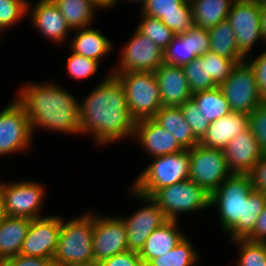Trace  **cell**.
Returning <instances> with one entry per match:
<instances>
[{
	"instance_id": "6da1fadb",
	"label": "cell",
	"mask_w": 266,
	"mask_h": 266,
	"mask_svg": "<svg viewBox=\"0 0 266 266\" xmlns=\"http://www.w3.org/2000/svg\"><path fill=\"white\" fill-rule=\"evenodd\" d=\"M79 101L80 136L90 135L96 147L133 137L132 118L120 81L109 72Z\"/></svg>"
},
{
	"instance_id": "7a4b0ae2",
	"label": "cell",
	"mask_w": 266,
	"mask_h": 266,
	"mask_svg": "<svg viewBox=\"0 0 266 266\" xmlns=\"http://www.w3.org/2000/svg\"><path fill=\"white\" fill-rule=\"evenodd\" d=\"M21 84L15 98L25 108L34 137L38 129L80 135L79 98L49 80Z\"/></svg>"
},
{
	"instance_id": "3957f363",
	"label": "cell",
	"mask_w": 266,
	"mask_h": 266,
	"mask_svg": "<svg viewBox=\"0 0 266 266\" xmlns=\"http://www.w3.org/2000/svg\"><path fill=\"white\" fill-rule=\"evenodd\" d=\"M266 194L253 188L249 174H231L211 195L222 235L228 241L245 238L263 211Z\"/></svg>"
},
{
	"instance_id": "277c9868",
	"label": "cell",
	"mask_w": 266,
	"mask_h": 266,
	"mask_svg": "<svg viewBox=\"0 0 266 266\" xmlns=\"http://www.w3.org/2000/svg\"><path fill=\"white\" fill-rule=\"evenodd\" d=\"M94 212L65 219L61 215L59 241L53 261L55 266L93 262Z\"/></svg>"
},
{
	"instance_id": "5b68a950",
	"label": "cell",
	"mask_w": 266,
	"mask_h": 266,
	"mask_svg": "<svg viewBox=\"0 0 266 266\" xmlns=\"http://www.w3.org/2000/svg\"><path fill=\"white\" fill-rule=\"evenodd\" d=\"M151 159L130 186L137 193L151 197L158 189L189 179V150Z\"/></svg>"
},
{
	"instance_id": "8992f818",
	"label": "cell",
	"mask_w": 266,
	"mask_h": 266,
	"mask_svg": "<svg viewBox=\"0 0 266 266\" xmlns=\"http://www.w3.org/2000/svg\"><path fill=\"white\" fill-rule=\"evenodd\" d=\"M114 75L121 83L132 118L137 122L151 119L162 107L154 72H126Z\"/></svg>"
},
{
	"instance_id": "52a82bcc",
	"label": "cell",
	"mask_w": 266,
	"mask_h": 266,
	"mask_svg": "<svg viewBox=\"0 0 266 266\" xmlns=\"http://www.w3.org/2000/svg\"><path fill=\"white\" fill-rule=\"evenodd\" d=\"M151 198L167 220L180 221V214H194L210 209V194L191 179L158 189Z\"/></svg>"
},
{
	"instance_id": "ba28073f",
	"label": "cell",
	"mask_w": 266,
	"mask_h": 266,
	"mask_svg": "<svg viewBox=\"0 0 266 266\" xmlns=\"http://www.w3.org/2000/svg\"><path fill=\"white\" fill-rule=\"evenodd\" d=\"M46 184L36 180L3 181L2 213L13 217L37 219L45 217ZM42 212V213H41Z\"/></svg>"
},
{
	"instance_id": "9c48e42d",
	"label": "cell",
	"mask_w": 266,
	"mask_h": 266,
	"mask_svg": "<svg viewBox=\"0 0 266 266\" xmlns=\"http://www.w3.org/2000/svg\"><path fill=\"white\" fill-rule=\"evenodd\" d=\"M0 110V158L32 150L34 135L23 105L14 98Z\"/></svg>"
},
{
	"instance_id": "30bf717a",
	"label": "cell",
	"mask_w": 266,
	"mask_h": 266,
	"mask_svg": "<svg viewBox=\"0 0 266 266\" xmlns=\"http://www.w3.org/2000/svg\"><path fill=\"white\" fill-rule=\"evenodd\" d=\"M132 34L121 48L118 64L108 68L110 74L155 72L164 63V51L153 41L136 28Z\"/></svg>"
},
{
	"instance_id": "8fae6325",
	"label": "cell",
	"mask_w": 266,
	"mask_h": 266,
	"mask_svg": "<svg viewBox=\"0 0 266 266\" xmlns=\"http://www.w3.org/2000/svg\"><path fill=\"white\" fill-rule=\"evenodd\" d=\"M189 179L210 195L232 174L224 151L200 143L189 149Z\"/></svg>"
},
{
	"instance_id": "7c38bea8",
	"label": "cell",
	"mask_w": 266,
	"mask_h": 266,
	"mask_svg": "<svg viewBox=\"0 0 266 266\" xmlns=\"http://www.w3.org/2000/svg\"><path fill=\"white\" fill-rule=\"evenodd\" d=\"M219 87L232 112L250 114L265 102L258 92L254 69L246 60L238 63Z\"/></svg>"
},
{
	"instance_id": "4fadbf2b",
	"label": "cell",
	"mask_w": 266,
	"mask_h": 266,
	"mask_svg": "<svg viewBox=\"0 0 266 266\" xmlns=\"http://www.w3.org/2000/svg\"><path fill=\"white\" fill-rule=\"evenodd\" d=\"M130 197L143 203L142 207L133 212L130 216H120L127 231L128 250L140 252L145 241L151 233L167 221L161 208L151 198L129 187ZM145 203V205H144Z\"/></svg>"
},
{
	"instance_id": "5bb4252c",
	"label": "cell",
	"mask_w": 266,
	"mask_h": 266,
	"mask_svg": "<svg viewBox=\"0 0 266 266\" xmlns=\"http://www.w3.org/2000/svg\"><path fill=\"white\" fill-rule=\"evenodd\" d=\"M226 20L234 30L239 52L245 58L251 56V53L254 55L257 44H264L259 4L247 0H235Z\"/></svg>"
},
{
	"instance_id": "9a60e30c",
	"label": "cell",
	"mask_w": 266,
	"mask_h": 266,
	"mask_svg": "<svg viewBox=\"0 0 266 266\" xmlns=\"http://www.w3.org/2000/svg\"><path fill=\"white\" fill-rule=\"evenodd\" d=\"M92 246L93 262L99 264L128 251L127 231L120 216L94 213Z\"/></svg>"
},
{
	"instance_id": "2e32d148",
	"label": "cell",
	"mask_w": 266,
	"mask_h": 266,
	"mask_svg": "<svg viewBox=\"0 0 266 266\" xmlns=\"http://www.w3.org/2000/svg\"><path fill=\"white\" fill-rule=\"evenodd\" d=\"M60 228L59 214L31 219L20 254L53 259L59 241Z\"/></svg>"
},
{
	"instance_id": "e0dca14e",
	"label": "cell",
	"mask_w": 266,
	"mask_h": 266,
	"mask_svg": "<svg viewBox=\"0 0 266 266\" xmlns=\"http://www.w3.org/2000/svg\"><path fill=\"white\" fill-rule=\"evenodd\" d=\"M27 18L36 32L57 47L64 46L73 32L52 0H37L35 4L29 0Z\"/></svg>"
},
{
	"instance_id": "ac0fdd59",
	"label": "cell",
	"mask_w": 266,
	"mask_h": 266,
	"mask_svg": "<svg viewBox=\"0 0 266 266\" xmlns=\"http://www.w3.org/2000/svg\"><path fill=\"white\" fill-rule=\"evenodd\" d=\"M139 11L159 18L176 35L185 33L195 25L189 0H146Z\"/></svg>"
},
{
	"instance_id": "d6986e66",
	"label": "cell",
	"mask_w": 266,
	"mask_h": 266,
	"mask_svg": "<svg viewBox=\"0 0 266 266\" xmlns=\"http://www.w3.org/2000/svg\"><path fill=\"white\" fill-rule=\"evenodd\" d=\"M132 138L150 158L184 150L176 138L152 118L137 121Z\"/></svg>"
},
{
	"instance_id": "ffe728a7",
	"label": "cell",
	"mask_w": 266,
	"mask_h": 266,
	"mask_svg": "<svg viewBox=\"0 0 266 266\" xmlns=\"http://www.w3.org/2000/svg\"><path fill=\"white\" fill-rule=\"evenodd\" d=\"M223 151L232 174H249L264 155L249 127L232 139Z\"/></svg>"
},
{
	"instance_id": "44dd1931",
	"label": "cell",
	"mask_w": 266,
	"mask_h": 266,
	"mask_svg": "<svg viewBox=\"0 0 266 266\" xmlns=\"http://www.w3.org/2000/svg\"><path fill=\"white\" fill-rule=\"evenodd\" d=\"M162 106H180L192 98L183 67L163 63L155 72Z\"/></svg>"
},
{
	"instance_id": "7402d4cb",
	"label": "cell",
	"mask_w": 266,
	"mask_h": 266,
	"mask_svg": "<svg viewBox=\"0 0 266 266\" xmlns=\"http://www.w3.org/2000/svg\"><path fill=\"white\" fill-rule=\"evenodd\" d=\"M248 123L249 114L231 112L210 123L206 135L199 143L223 150L232 139L248 128Z\"/></svg>"
},
{
	"instance_id": "603a6c76",
	"label": "cell",
	"mask_w": 266,
	"mask_h": 266,
	"mask_svg": "<svg viewBox=\"0 0 266 266\" xmlns=\"http://www.w3.org/2000/svg\"><path fill=\"white\" fill-rule=\"evenodd\" d=\"M68 44L69 50L76 54L94 59L99 63L114 51V43L100 29L92 26L74 30Z\"/></svg>"
},
{
	"instance_id": "cb8c5ba5",
	"label": "cell",
	"mask_w": 266,
	"mask_h": 266,
	"mask_svg": "<svg viewBox=\"0 0 266 266\" xmlns=\"http://www.w3.org/2000/svg\"><path fill=\"white\" fill-rule=\"evenodd\" d=\"M180 221L167 220L156 228L145 241L139 252L140 258L146 265L151 259L164 256L170 252L185 236L179 228Z\"/></svg>"
},
{
	"instance_id": "d4e9b609",
	"label": "cell",
	"mask_w": 266,
	"mask_h": 266,
	"mask_svg": "<svg viewBox=\"0 0 266 266\" xmlns=\"http://www.w3.org/2000/svg\"><path fill=\"white\" fill-rule=\"evenodd\" d=\"M31 219L3 215L0 219V263L19 255Z\"/></svg>"
},
{
	"instance_id": "484cf974",
	"label": "cell",
	"mask_w": 266,
	"mask_h": 266,
	"mask_svg": "<svg viewBox=\"0 0 266 266\" xmlns=\"http://www.w3.org/2000/svg\"><path fill=\"white\" fill-rule=\"evenodd\" d=\"M152 119L171 133L184 149L189 150L200 142L185 120L180 106H162Z\"/></svg>"
},
{
	"instance_id": "4316f807",
	"label": "cell",
	"mask_w": 266,
	"mask_h": 266,
	"mask_svg": "<svg viewBox=\"0 0 266 266\" xmlns=\"http://www.w3.org/2000/svg\"><path fill=\"white\" fill-rule=\"evenodd\" d=\"M71 30L89 27L101 10L92 0H52Z\"/></svg>"
},
{
	"instance_id": "83f0119b",
	"label": "cell",
	"mask_w": 266,
	"mask_h": 266,
	"mask_svg": "<svg viewBox=\"0 0 266 266\" xmlns=\"http://www.w3.org/2000/svg\"><path fill=\"white\" fill-rule=\"evenodd\" d=\"M235 0H189L194 22L196 26L210 29L221 21L227 19V15Z\"/></svg>"
},
{
	"instance_id": "f1b7e54d",
	"label": "cell",
	"mask_w": 266,
	"mask_h": 266,
	"mask_svg": "<svg viewBox=\"0 0 266 266\" xmlns=\"http://www.w3.org/2000/svg\"><path fill=\"white\" fill-rule=\"evenodd\" d=\"M210 49L217 55L230 58L237 64L246 60L239 52L236 44L235 33L227 20L221 21L209 29Z\"/></svg>"
},
{
	"instance_id": "f546056e",
	"label": "cell",
	"mask_w": 266,
	"mask_h": 266,
	"mask_svg": "<svg viewBox=\"0 0 266 266\" xmlns=\"http://www.w3.org/2000/svg\"><path fill=\"white\" fill-rule=\"evenodd\" d=\"M192 99L209 123L232 112L219 86L210 90L197 92L192 95Z\"/></svg>"
},
{
	"instance_id": "4dcf8cb0",
	"label": "cell",
	"mask_w": 266,
	"mask_h": 266,
	"mask_svg": "<svg viewBox=\"0 0 266 266\" xmlns=\"http://www.w3.org/2000/svg\"><path fill=\"white\" fill-rule=\"evenodd\" d=\"M191 242L186 235L170 252L151 259L145 266H199V253Z\"/></svg>"
},
{
	"instance_id": "1f68e13d",
	"label": "cell",
	"mask_w": 266,
	"mask_h": 266,
	"mask_svg": "<svg viewBox=\"0 0 266 266\" xmlns=\"http://www.w3.org/2000/svg\"><path fill=\"white\" fill-rule=\"evenodd\" d=\"M139 22L136 29L153 41L162 51L172 42L176 34L159 18H154L137 12Z\"/></svg>"
},
{
	"instance_id": "d6a6232c",
	"label": "cell",
	"mask_w": 266,
	"mask_h": 266,
	"mask_svg": "<svg viewBox=\"0 0 266 266\" xmlns=\"http://www.w3.org/2000/svg\"><path fill=\"white\" fill-rule=\"evenodd\" d=\"M237 246L236 266H266V242L239 238L229 241Z\"/></svg>"
},
{
	"instance_id": "836d02e7",
	"label": "cell",
	"mask_w": 266,
	"mask_h": 266,
	"mask_svg": "<svg viewBox=\"0 0 266 266\" xmlns=\"http://www.w3.org/2000/svg\"><path fill=\"white\" fill-rule=\"evenodd\" d=\"M183 69L192 94L218 87L212 78L207 76L206 62L203 56L185 64Z\"/></svg>"
},
{
	"instance_id": "e575fe53",
	"label": "cell",
	"mask_w": 266,
	"mask_h": 266,
	"mask_svg": "<svg viewBox=\"0 0 266 266\" xmlns=\"http://www.w3.org/2000/svg\"><path fill=\"white\" fill-rule=\"evenodd\" d=\"M29 0H0V32L13 29L28 15ZM20 22V23H19ZM14 26V27H13Z\"/></svg>"
},
{
	"instance_id": "d590c367",
	"label": "cell",
	"mask_w": 266,
	"mask_h": 266,
	"mask_svg": "<svg viewBox=\"0 0 266 266\" xmlns=\"http://www.w3.org/2000/svg\"><path fill=\"white\" fill-rule=\"evenodd\" d=\"M196 57L191 54L190 38L187 31L176 35L172 42L164 50V63L183 67Z\"/></svg>"
},
{
	"instance_id": "8d00e7d4",
	"label": "cell",
	"mask_w": 266,
	"mask_h": 266,
	"mask_svg": "<svg viewBox=\"0 0 266 266\" xmlns=\"http://www.w3.org/2000/svg\"><path fill=\"white\" fill-rule=\"evenodd\" d=\"M100 66L98 61L76 54L70 50L65 70L69 78L77 81H86L90 77H94L93 75L97 73Z\"/></svg>"
},
{
	"instance_id": "74e56055",
	"label": "cell",
	"mask_w": 266,
	"mask_h": 266,
	"mask_svg": "<svg viewBox=\"0 0 266 266\" xmlns=\"http://www.w3.org/2000/svg\"><path fill=\"white\" fill-rule=\"evenodd\" d=\"M202 56L205 58L207 76H210L218 86L226 81L233 68L237 65L234 60L219 56L211 50Z\"/></svg>"
},
{
	"instance_id": "f35d334b",
	"label": "cell",
	"mask_w": 266,
	"mask_h": 266,
	"mask_svg": "<svg viewBox=\"0 0 266 266\" xmlns=\"http://www.w3.org/2000/svg\"><path fill=\"white\" fill-rule=\"evenodd\" d=\"M184 118L191 127L194 136L201 141L207 133L209 121L200 112L195 101L191 98L180 105Z\"/></svg>"
},
{
	"instance_id": "ab89813d",
	"label": "cell",
	"mask_w": 266,
	"mask_h": 266,
	"mask_svg": "<svg viewBox=\"0 0 266 266\" xmlns=\"http://www.w3.org/2000/svg\"><path fill=\"white\" fill-rule=\"evenodd\" d=\"M248 127L251 129L263 154H266V101L249 114Z\"/></svg>"
},
{
	"instance_id": "60d3db41",
	"label": "cell",
	"mask_w": 266,
	"mask_h": 266,
	"mask_svg": "<svg viewBox=\"0 0 266 266\" xmlns=\"http://www.w3.org/2000/svg\"><path fill=\"white\" fill-rule=\"evenodd\" d=\"M187 38H190L191 54L196 58L209 51L210 37L208 29L194 25L187 30Z\"/></svg>"
},
{
	"instance_id": "b9f144b4",
	"label": "cell",
	"mask_w": 266,
	"mask_h": 266,
	"mask_svg": "<svg viewBox=\"0 0 266 266\" xmlns=\"http://www.w3.org/2000/svg\"><path fill=\"white\" fill-rule=\"evenodd\" d=\"M263 49L260 54H256V56L251 55L246 58V61L254 69L258 92L266 101V48Z\"/></svg>"
},
{
	"instance_id": "7bdbcfd3",
	"label": "cell",
	"mask_w": 266,
	"mask_h": 266,
	"mask_svg": "<svg viewBox=\"0 0 266 266\" xmlns=\"http://www.w3.org/2000/svg\"><path fill=\"white\" fill-rule=\"evenodd\" d=\"M100 266H145L139 253L135 251H126L116 254L108 259L103 260Z\"/></svg>"
},
{
	"instance_id": "ee69618b",
	"label": "cell",
	"mask_w": 266,
	"mask_h": 266,
	"mask_svg": "<svg viewBox=\"0 0 266 266\" xmlns=\"http://www.w3.org/2000/svg\"><path fill=\"white\" fill-rule=\"evenodd\" d=\"M2 266H55L52 258L24 256L22 254L6 259Z\"/></svg>"
},
{
	"instance_id": "f6af8a7d",
	"label": "cell",
	"mask_w": 266,
	"mask_h": 266,
	"mask_svg": "<svg viewBox=\"0 0 266 266\" xmlns=\"http://www.w3.org/2000/svg\"><path fill=\"white\" fill-rule=\"evenodd\" d=\"M249 176L252 180L253 188L266 194V154L259 159Z\"/></svg>"
},
{
	"instance_id": "bcb514c9",
	"label": "cell",
	"mask_w": 266,
	"mask_h": 266,
	"mask_svg": "<svg viewBox=\"0 0 266 266\" xmlns=\"http://www.w3.org/2000/svg\"><path fill=\"white\" fill-rule=\"evenodd\" d=\"M245 238L250 241L266 242V202L253 230Z\"/></svg>"
},
{
	"instance_id": "7dc6e473",
	"label": "cell",
	"mask_w": 266,
	"mask_h": 266,
	"mask_svg": "<svg viewBox=\"0 0 266 266\" xmlns=\"http://www.w3.org/2000/svg\"><path fill=\"white\" fill-rule=\"evenodd\" d=\"M260 21H261V31L264 40V45L266 46V3L260 5Z\"/></svg>"
},
{
	"instance_id": "c3c4849f",
	"label": "cell",
	"mask_w": 266,
	"mask_h": 266,
	"mask_svg": "<svg viewBox=\"0 0 266 266\" xmlns=\"http://www.w3.org/2000/svg\"><path fill=\"white\" fill-rule=\"evenodd\" d=\"M98 7H100L103 11L110 10L114 6V0H92Z\"/></svg>"
},
{
	"instance_id": "681fc988",
	"label": "cell",
	"mask_w": 266,
	"mask_h": 266,
	"mask_svg": "<svg viewBox=\"0 0 266 266\" xmlns=\"http://www.w3.org/2000/svg\"><path fill=\"white\" fill-rule=\"evenodd\" d=\"M127 2V3H138V5H140V9L141 7L145 4L146 0H114V6L113 7H116L117 5H119L118 3H123V2ZM117 4V5H116Z\"/></svg>"
},
{
	"instance_id": "f907efd6",
	"label": "cell",
	"mask_w": 266,
	"mask_h": 266,
	"mask_svg": "<svg viewBox=\"0 0 266 266\" xmlns=\"http://www.w3.org/2000/svg\"><path fill=\"white\" fill-rule=\"evenodd\" d=\"M63 266H100L99 263L91 262L87 264H69V265H63Z\"/></svg>"
},
{
	"instance_id": "816d5d0a",
	"label": "cell",
	"mask_w": 266,
	"mask_h": 266,
	"mask_svg": "<svg viewBox=\"0 0 266 266\" xmlns=\"http://www.w3.org/2000/svg\"><path fill=\"white\" fill-rule=\"evenodd\" d=\"M2 188H3V180L0 179V210H2Z\"/></svg>"
},
{
	"instance_id": "f5cc1de1",
	"label": "cell",
	"mask_w": 266,
	"mask_h": 266,
	"mask_svg": "<svg viewBox=\"0 0 266 266\" xmlns=\"http://www.w3.org/2000/svg\"><path fill=\"white\" fill-rule=\"evenodd\" d=\"M247 1H251V2L259 4V5H262V4L266 3V0H247Z\"/></svg>"
},
{
	"instance_id": "db71d44e",
	"label": "cell",
	"mask_w": 266,
	"mask_h": 266,
	"mask_svg": "<svg viewBox=\"0 0 266 266\" xmlns=\"http://www.w3.org/2000/svg\"><path fill=\"white\" fill-rule=\"evenodd\" d=\"M3 36H5V35H3V34L0 32V43L3 42Z\"/></svg>"
},
{
	"instance_id": "11a10c76",
	"label": "cell",
	"mask_w": 266,
	"mask_h": 266,
	"mask_svg": "<svg viewBox=\"0 0 266 266\" xmlns=\"http://www.w3.org/2000/svg\"><path fill=\"white\" fill-rule=\"evenodd\" d=\"M2 216H3V213H2V210H0V219H1Z\"/></svg>"
}]
</instances>
